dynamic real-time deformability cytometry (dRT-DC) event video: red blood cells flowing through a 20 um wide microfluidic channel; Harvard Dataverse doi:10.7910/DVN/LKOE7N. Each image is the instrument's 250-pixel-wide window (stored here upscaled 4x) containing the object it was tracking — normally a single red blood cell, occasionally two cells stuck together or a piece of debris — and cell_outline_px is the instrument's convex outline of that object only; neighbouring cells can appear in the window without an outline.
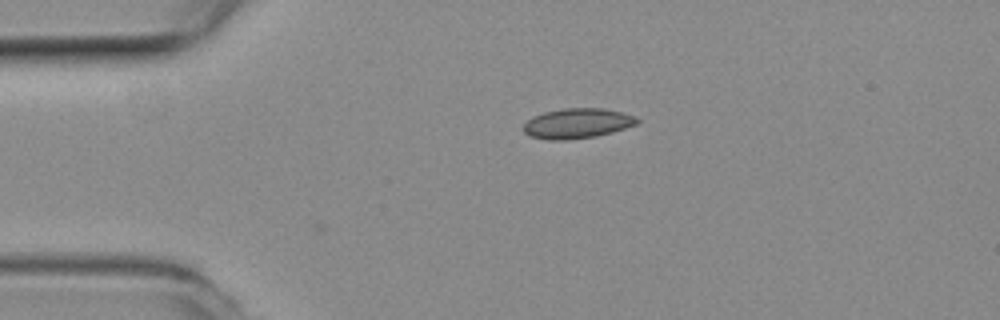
{"species": "common noctule bat (a hibernating species)", "species_latin": "Nyctalus noctula", "temperature_condition": "room temperature", "stored_images_in_passage": 38, "camera_frame_rate_fps": 3000, "um_per_image_px": 0.085, "animal": {"sex": "female", "body_mass_g": 19.3, "forearm_length_mm": 54.1}, "frame": {"image": 1, "passage_image": 1, "time_ms": 0.0, "image_size_px": [1000, 320], "cell_outline_px": [[640, 120], [636, 124], [612, 132], [596, 136], [568, 140], [548, 140], [528, 136], [524, 132], [524, 124], [532, 116], [544, 112], [564, 108], [604, 108], [636, 116]], "centroid_in_image_um": [49.04, 10.49], "position_along_channel_um": 36.0, "area_um2": 19.94}}
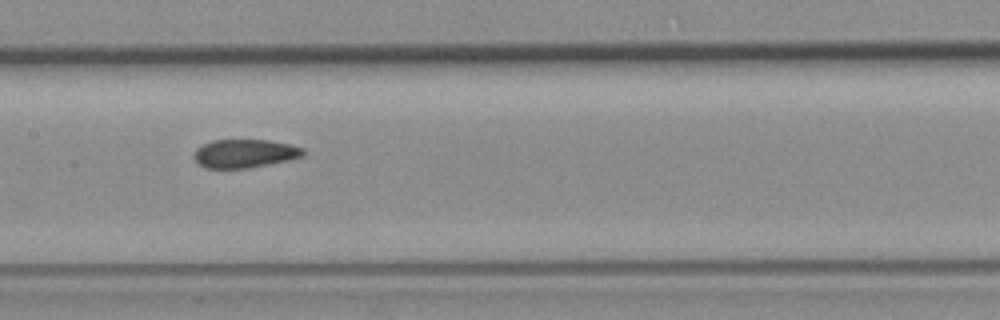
{"frame": {"image": 2, "passage_image": 16, "time_ms": 5.0, "image_size_px": [1000, 320], "cell_outline_px": [[304, 156], [288, 160], [248, 168], [204, 168], [192, 156], [196, 148], [212, 140], [268, 140], [288, 144], [304, 148]], "centroid_in_image_um": [20.78, 13.05], "position_along_channel_um": 186.6, "area_um2": 18.03}}
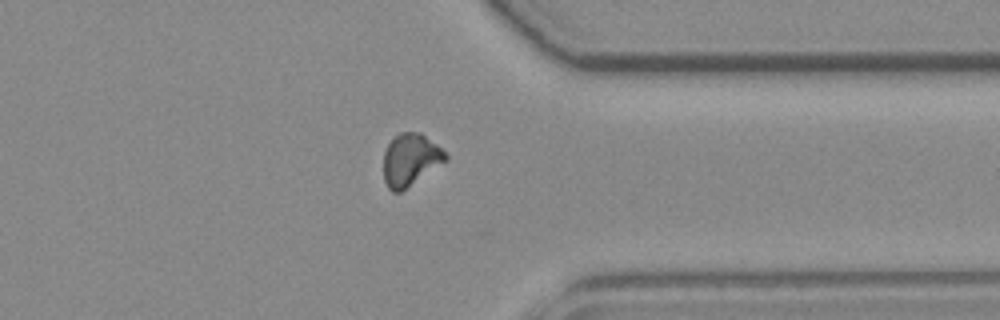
{"frame": {"image": 3, "passage_image": 32, "time_ms": 10.333, "image_size_px": [1000, 320], "cell_outline_px": [[448, 160], [400, 192], [392, 192], [388, 188], [384, 180], [384, 152], [388, 144], [400, 132], [420, 132], [436, 144], [448, 156]], "centroid_in_image_um": [34.88, 13.58], "position_along_channel_um": 376.5, "area_um2": 18.67}, "authors_computed_cell_mechanics": {"area_um2": 18.9006, "velocity_mm_per_s": 3.6939, "shape_relaxation_time_tau1_ms": null, "shape_relaxation_time_tau2_ms": 3.1212, "deformation_change_tau1": null, "deformation_change_tau2": 0.0734}}